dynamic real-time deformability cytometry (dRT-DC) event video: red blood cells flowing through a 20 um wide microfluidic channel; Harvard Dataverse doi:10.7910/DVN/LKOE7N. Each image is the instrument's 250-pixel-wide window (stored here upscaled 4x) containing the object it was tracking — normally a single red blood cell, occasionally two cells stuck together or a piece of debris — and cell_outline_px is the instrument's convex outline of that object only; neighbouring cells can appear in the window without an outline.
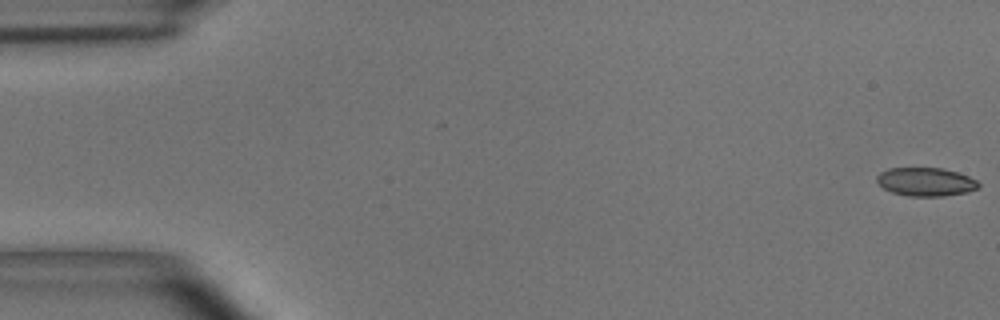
{"species": "common noctule bat (a hibernating species)", "species_latin": "Nyctalus noctula", "temperature_condition": "room temperature", "stored_images_in_passage": 47, "camera_frame_rate_fps": 3000, "um_per_image_px": 0.085, "animal": {"sex": "male", "body_mass_g": 15.6}, "frame": {"image": 1, "passage_image": 1, "time_ms": 0.0, "image_size_px": [1000, 320], "cell_outline_px": [[980, 188], [968, 192], [944, 196], [908, 196], [892, 192], [884, 188], [876, 180], [876, 176], [880, 172], [888, 168], [944, 168], [968, 176], [976, 180], [980, 184]], "centroid_in_image_um": [78.71, 15.46], "position_along_channel_um": 6.3, "area_um2": 16.94}}
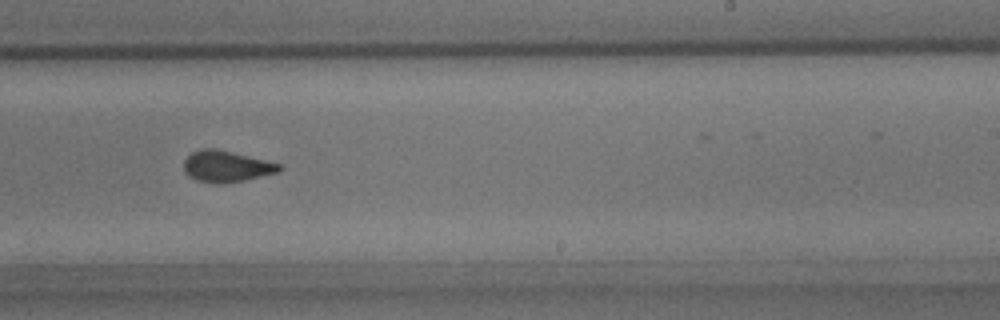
{"frame": {"image": 2, "passage_image": 34, "time_ms": 11.0, "image_size_px": [1000, 320], "cell_outline_px": [[284, 168], [280, 172], [244, 180], [220, 184], [196, 180], [188, 176], [184, 172], [184, 160], [192, 152], [204, 148], [216, 148], [280, 164]], "centroid_in_image_um": [19.23, 14.15], "position_along_channel_um": 269.8, "area_um2": 17.34}}
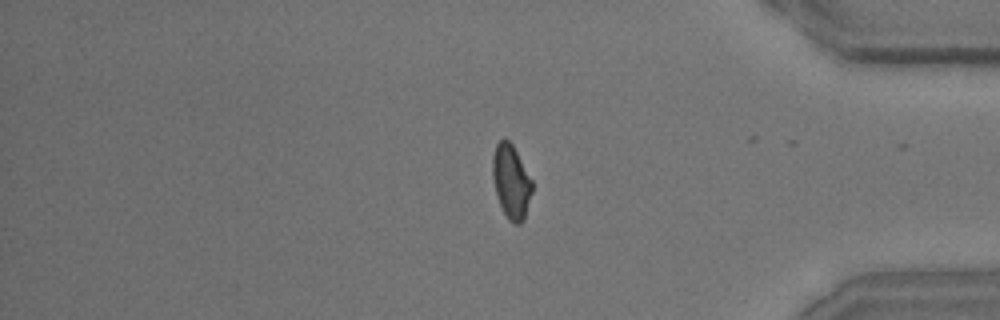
{"frame": {"image": 3, "passage_image": 46, "time_ms": 15.0, "image_size_px": [1000, 320], "cell_outline_px": [[532, 192], [524, 220], [520, 224], [516, 224], [508, 220], [496, 196], [492, 176], [492, 156], [496, 144], [504, 136], [512, 144], [532, 180]], "centroid_in_image_um": [43.43, 15.43], "position_along_channel_um": 391.8, "area_um2": 17.11}, "authors_computed_cell_mechanics": {"area_um2": 17.5712, "velocity_mm_per_s": 3.6589, "shape_relaxation_time_tau1_ms": 4.3393, "shape_relaxation_time_tau2_ms": 1.2044, "deformation_change_tau1": 0.1286, "deformation_change_tau2": 0.0869}}